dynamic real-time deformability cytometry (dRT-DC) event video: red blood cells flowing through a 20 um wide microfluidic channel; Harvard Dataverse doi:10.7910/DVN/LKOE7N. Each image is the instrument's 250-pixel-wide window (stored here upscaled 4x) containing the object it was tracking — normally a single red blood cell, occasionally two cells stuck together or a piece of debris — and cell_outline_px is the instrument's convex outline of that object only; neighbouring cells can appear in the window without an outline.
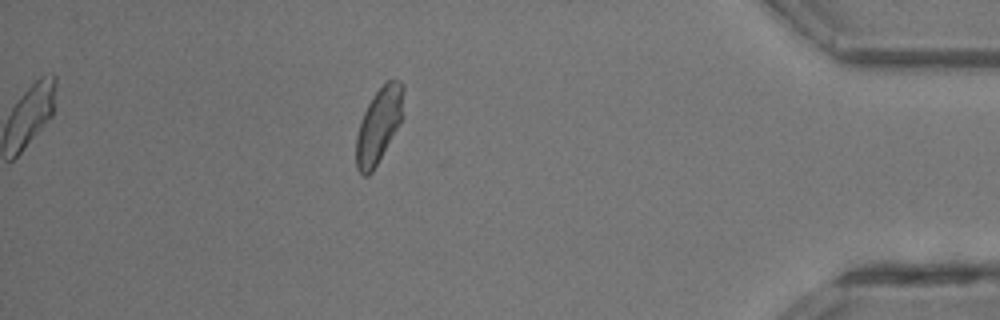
{"species": "common noctule bat (a hibernating species)", "species_latin": "Nyctalus noctula", "temperature_condition": "room temperature", "stored_images_in_passage": 26, "camera_frame_rate_fps": 3000, "um_per_image_px": 0.085, "animal": {"sex": "male", "body_mass_g": 13.3}, "frame": {"image": 1, "passage_image": 26, "time_ms": 8.333, "image_size_px": [1000, 320], "cell_outline_px": [[404, 116], [372, 172], [368, 176], [360, 176], [356, 168], [356, 136], [360, 120], [372, 96], [388, 80], [400, 80], [404, 84]], "centroid_in_image_um": [32.21, 10.64], "position_along_channel_um": 403.0, "area_um2": 20.92}}